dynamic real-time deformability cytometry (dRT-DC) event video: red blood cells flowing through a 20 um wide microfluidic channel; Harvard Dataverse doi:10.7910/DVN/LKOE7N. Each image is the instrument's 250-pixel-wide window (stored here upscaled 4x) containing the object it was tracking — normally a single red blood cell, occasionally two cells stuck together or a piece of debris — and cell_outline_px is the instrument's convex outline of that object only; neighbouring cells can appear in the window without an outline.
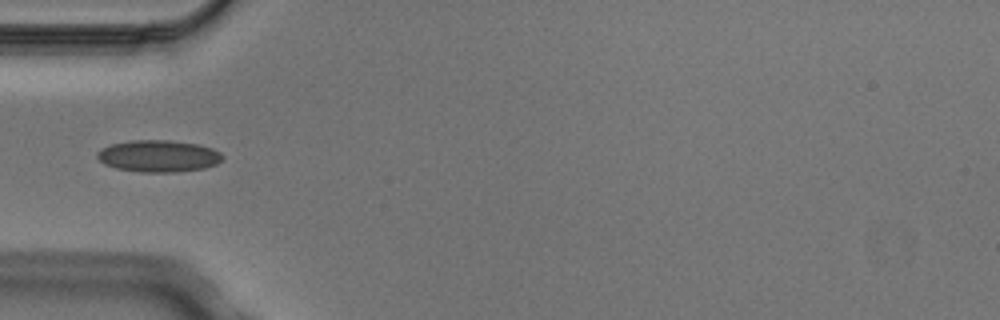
{"species": "Egyptian fruit bat (a non-hibernating species)", "species_latin": "Rousettus aegyptiacus", "temperature_condition": "cold", "stored_images_in_passage": 6, "camera_frame_rate_fps": 3000, "um_per_image_px": 0.085, "animal": {"sex": "male"}, "frame": {"image": 1, "passage_image": 5, "time_ms": 1.333, "image_size_px": [1000, 320], "cell_outline_px": [[224, 156], [216, 164], [204, 168], [176, 172], [140, 172], [116, 168], [104, 164], [96, 156], [96, 152], [112, 144], [132, 140], [168, 140], [200, 144], [212, 148], [220, 152]], "centroid_in_image_um": [13.48, 13.26], "position_along_channel_um": 71.5, "area_um2": 23.24}}
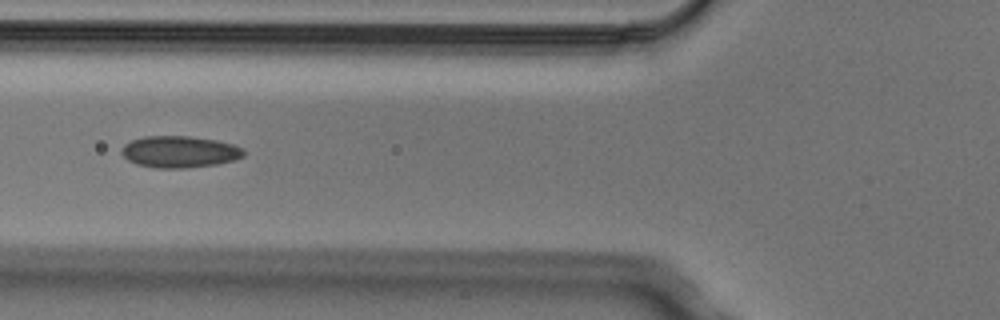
{"frame": {"image": 2, "passage_image": 6, "time_ms": 1.667, "image_size_px": [1000, 320], "cell_outline_px": [[244, 156], [232, 160], [216, 164], [184, 168], [156, 168], [136, 164], [128, 160], [120, 152], [124, 144], [132, 140], [144, 136], [188, 136], [216, 140], [232, 144], [244, 148]], "centroid_in_image_um": [15.24, 12.9], "position_along_channel_um": 110.6, "area_um2": 22.48}}